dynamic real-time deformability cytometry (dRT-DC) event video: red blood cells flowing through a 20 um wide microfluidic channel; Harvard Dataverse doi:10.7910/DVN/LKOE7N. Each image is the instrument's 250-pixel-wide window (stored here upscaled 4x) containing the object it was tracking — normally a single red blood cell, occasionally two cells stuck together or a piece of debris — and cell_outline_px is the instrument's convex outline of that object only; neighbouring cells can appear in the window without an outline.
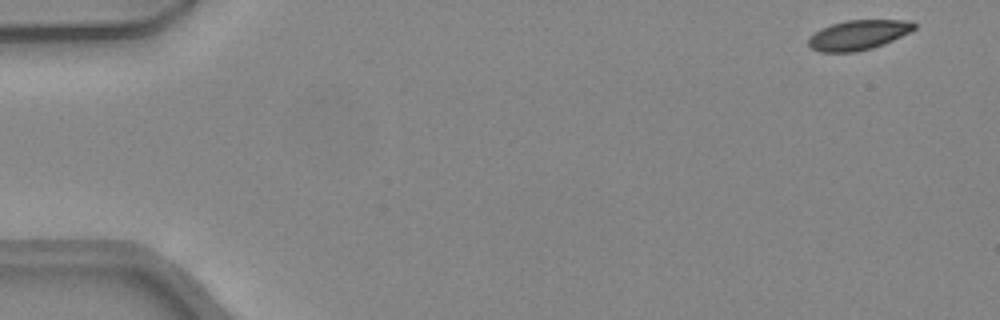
{"species": "common noctule bat (a hibernating species)", "species_latin": "Nyctalus noctula", "temperature_condition": "warm", "stored_images_in_passage": 10, "camera_frame_rate_fps": 3000, "um_per_image_px": 0.085, "animal": {"sex": "female", "body_mass_g": 24.6, "forearm_length_mm": 56.2}, "frame": {"image": 1, "passage_image": 1, "time_ms": 0.0, "image_size_px": [1000, 320], "cell_outline_px": [[916, 28], [884, 44], [872, 48], [856, 52], [820, 52], [812, 48], [808, 44], [808, 36], [820, 28], [844, 20], [912, 20], [916, 24]], "centroid_in_image_um": [72.93, 2.96], "position_along_channel_um": 12.1, "area_um2": 18.44}}